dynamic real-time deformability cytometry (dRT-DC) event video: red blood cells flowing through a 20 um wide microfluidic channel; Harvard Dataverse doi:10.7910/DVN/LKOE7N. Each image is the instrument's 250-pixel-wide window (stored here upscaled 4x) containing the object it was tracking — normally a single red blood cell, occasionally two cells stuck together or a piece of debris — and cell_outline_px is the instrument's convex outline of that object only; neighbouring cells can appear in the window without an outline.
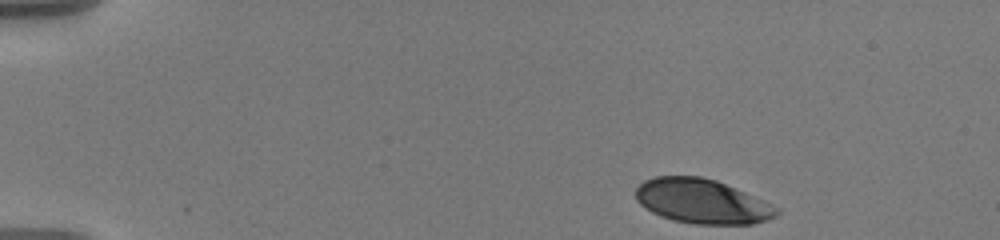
{"species": "human", "species_latin": "Homo sapiens", "temperature_condition": "warm", "stored_images_in_passage": 11, "camera_frame_rate_fps": 3000, "um_per_image_px": 0.085, "donor": {"sex": "male"}, "frame": {"image": 1, "passage_image": 1, "time_ms": 0.0, "image_size_px": [1000, 240], "cell_outline_px": [[780, 212], [776, 216], [768, 220], [752, 224], [696, 224], [672, 220], [660, 216], [652, 212], [640, 204], [636, 200], [636, 188], [644, 180], [656, 176], [700, 176], [716, 180], [744, 192], [780, 208]], "centroid_in_image_um": [59.67, 17.12], "position_along_channel_um": 25.3, "area_um2": 36.47}}
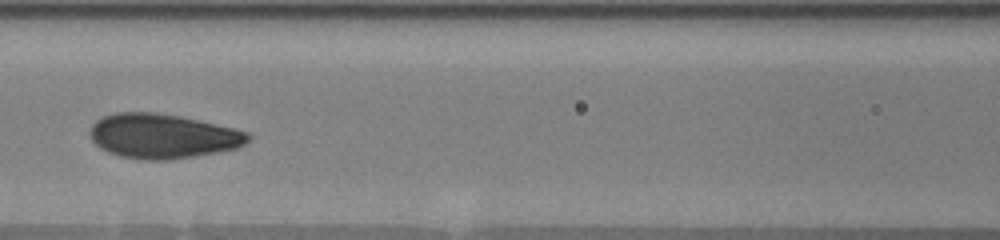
{"frame": {"image": 2, "passage_image": 8, "time_ms": 6.333, "image_size_px": [1000, 240], "cell_outline_px": [[252, 136], [244, 144], [236, 148], [216, 152], [192, 156], [164, 160], [144, 160], [120, 156], [108, 152], [100, 148], [92, 140], [88, 132], [92, 124], [96, 120], [104, 116], [116, 112], [156, 112], [180, 116], [252, 132]], "centroid_in_image_um": [13.81, 11.56], "position_along_channel_um": 152.8, "area_um2": 41.1}}
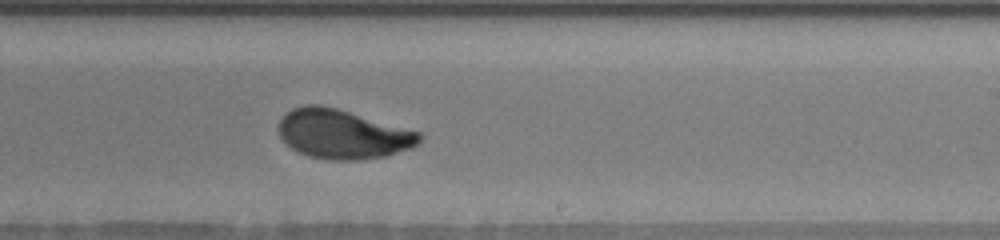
{"frame": {"image": 3, "passage_image": 11, "time_ms": 9.333, "image_size_px": [1000, 240], "cell_outline_px": [[420, 144], [412, 148], [388, 156], [360, 160], [328, 160], [308, 156], [292, 148], [280, 136], [280, 120], [292, 108], [304, 104], [320, 104], [336, 108], [420, 132]], "centroid_in_image_um": [29.15, 11.41], "position_along_channel_um": 259.8, "area_um2": 40.29}}